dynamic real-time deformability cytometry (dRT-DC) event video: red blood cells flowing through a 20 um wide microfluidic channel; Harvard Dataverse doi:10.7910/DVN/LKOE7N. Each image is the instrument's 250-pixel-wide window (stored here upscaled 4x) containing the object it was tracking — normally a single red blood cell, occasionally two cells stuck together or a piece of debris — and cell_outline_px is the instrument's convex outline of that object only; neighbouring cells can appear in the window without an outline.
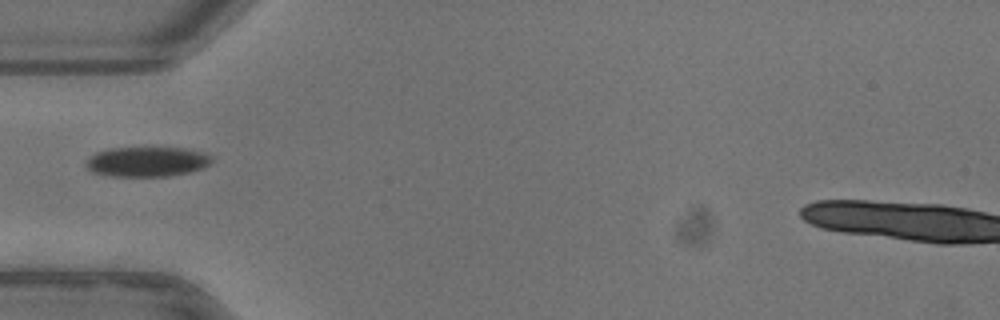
{"species": "common noctule bat (a hibernating species)", "species_latin": "Nyctalus noctula", "temperature_condition": "warm", "stored_images_in_passage": 3, "camera_frame_rate_fps": 3000, "um_per_image_px": 0.085, "animal": {"sex": "female"}, "frame": {"image": 1, "passage_image": 1, "time_ms": 0.0, "image_size_px": [1000, 320], "cell_outline_px": [[212, 160], [208, 164], [200, 168], [188, 172], [168, 176], [112, 176], [92, 172], [84, 164], [96, 152], [112, 148], [188, 148], [204, 152], [212, 156]], "centroid_in_image_um": [12.5, 13.74], "position_along_channel_um": 72.5, "area_um2": 21.68}}